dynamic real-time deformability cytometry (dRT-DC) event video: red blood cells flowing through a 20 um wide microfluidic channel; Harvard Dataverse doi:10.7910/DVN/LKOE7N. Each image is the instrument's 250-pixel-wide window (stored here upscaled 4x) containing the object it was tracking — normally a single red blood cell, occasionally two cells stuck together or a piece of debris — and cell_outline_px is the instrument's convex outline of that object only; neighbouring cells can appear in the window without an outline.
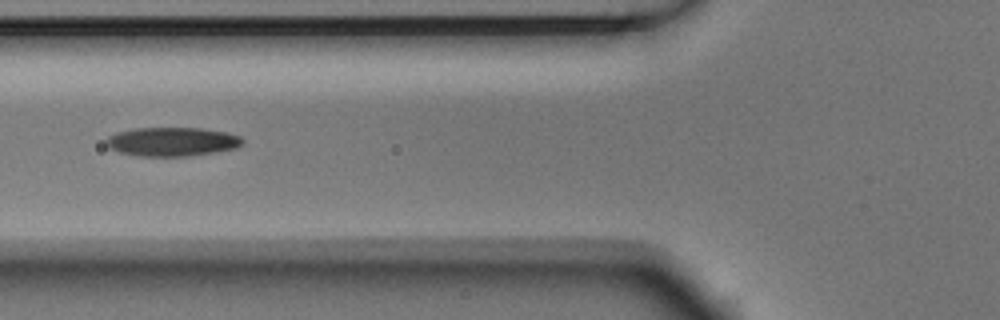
{"species": "Egyptian fruit bat (a non-hibernating species)", "species_latin": "Rousettus aegyptiacus", "temperature_condition": "room temperature", "stored_images_in_passage": 5, "camera_frame_rate_fps": 3000, "um_per_image_px": 0.085, "animal": {"sex": "male"}, "frame": {"image": 1, "passage_image": 5, "time_ms": 1.333, "image_size_px": [1000, 320], "cell_outline_px": [[244, 144], [240, 148], [216, 152], [188, 156], [140, 156], [120, 152], [108, 148], [104, 144], [104, 140], [108, 136], [116, 132], [132, 128], [200, 128], [228, 132], [240, 136], [244, 140]], "centroid_in_image_um": [14.64, 12.04], "position_along_channel_um": 111.2, "area_um2": 23.41}}